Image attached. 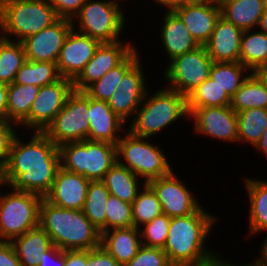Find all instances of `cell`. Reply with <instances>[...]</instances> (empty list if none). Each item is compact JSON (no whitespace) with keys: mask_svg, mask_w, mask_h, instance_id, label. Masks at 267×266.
I'll list each match as a JSON object with an SVG mask.
<instances>
[{"mask_svg":"<svg viewBox=\"0 0 267 266\" xmlns=\"http://www.w3.org/2000/svg\"><path fill=\"white\" fill-rule=\"evenodd\" d=\"M242 34L243 30L220 16L209 41L205 44L213 62H239Z\"/></svg>","mask_w":267,"mask_h":266,"instance_id":"obj_23","label":"cell"},{"mask_svg":"<svg viewBox=\"0 0 267 266\" xmlns=\"http://www.w3.org/2000/svg\"><path fill=\"white\" fill-rule=\"evenodd\" d=\"M22 266H38L53 246L49 235L39 226L11 241Z\"/></svg>","mask_w":267,"mask_h":266,"instance_id":"obj_27","label":"cell"},{"mask_svg":"<svg viewBox=\"0 0 267 266\" xmlns=\"http://www.w3.org/2000/svg\"><path fill=\"white\" fill-rule=\"evenodd\" d=\"M59 151L61 167L89 181H102L117 162L116 145L107 142H69L59 146Z\"/></svg>","mask_w":267,"mask_h":266,"instance_id":"obj_8","label":"cell"},{"mask_svg":"<svg viewBox=\"0 0 267 266\" xmlns=\"http://www.w3.org/2000/svg\"><path fill=\"white\" fill-rule=\"evenodd\" d=\"M166 12V13H165ZM165 13V14H164ZM162 16L159 39L167 61L199 47L182 19L173 11L165 10Z\"/></svg>","mask_w":267,"mask_h":266,"instance_id":"obj_22","label":"cell"},{"mask_svg":"<svg viewBox=\"0 0 267 266\" xmlns=\"http://www.w3.org/2000/svg\"><path fill=\"white\" fill-rule=\"evenodd\" d=\"M224 255H221L216 261L212 262L209 265L206 266H241L240 263H234L235 261H231V259H225L223 257Z\"/></svg>","mask_w":267,"mask_h":266,"instance_id":"obj_54","label":"cell"},{"mask_svg":"<svg viewBox=\"0 0 267 266\" xmlns=\"http://www.w3.org/2000/svg\"><path fill=\"white\" fill-rule=\"evenodd\" d=\"M258 28L261 30L263 33L267 35V9H265L261 19Z\"/></svg>","mask_w":267,"mask_h":266,"instance_id":"obj_55","label":"cell"},{"mask_svg":"<svg viewBox=\"0 0 267 266\" xmlns=\"http://www.w3.org/2000/svg\"><path fill=\"white\" fill-rule=\"evenodd\" d=\"M213 64L205 45L186 52L168 61L163 76L167 81L166 87L188 96L203 81L209 78ZM169 82V84H168Z\"/></svg>","mask_w":267,"mask_h":266,"instance_id":"obj_11","label":"cell"},{"mask_svg":"<svg viewBox=\"0 0 267 266\" xmlns=\"http://www.w3.org/2000/svg\"><path fill=\"white\" fill-rule=\"evenodd\" d=\"M90 181L83 175L59 167L50 192L44 197L51 204L71 210L84 207Z\"/></svg>","mask_w":267,"mask_h":266,"instance_id":"obj_20","label":"cell"},{"mask_svg":"<svg viewBox=\"0 0 267 266\" xmlns=\"http://www.w3.org/2000/svg\"><path fill=\"white\" fill-rule=\"evenodd\" d=\"M188 107L230 106L231 97L210 77L187 96Z\"/></svg>","mask_w":267,"mask_h":266,"instance_id":"obj_38","label":"cell"},{"mask_svg":"<svg viewBox=\"0 0 267 266\" xmlns=\"http://www.w3.org/2000/svg\"><path fill=\"white\" fill-rule=\"evenodd\" d=\"M219 217L209 213L203 205L190 215L172 217L163 248L170 264L206 266L216 261L221 253L212 251L206 244Z\"/></svg>","mask_w":267,"mask_h":266,"instance_id":"obj_2","label":"cell"},{"mask_svg":"<svg viewBox=\"0 0 267 266\" xmlns=\"http://www.w3.org/2000/svg\"><path fill=\"white\" fill-rule=\"evenodd\" d=\"M162 213L157 195L148 184H145L132 203L133 226L139 229Z\"/></svg>","mask_w":267,"mask_h":266,"instance_id":"obj_39","label":"cell"},{"mask_svg":"<svg viewBox=\"0 0 267 266\" xmlns=\"http://www.w3.org/2000/svg\"><path fill=\"white\" fill-rule=\"evenodd\" d=\"M7 241L3 238V236L0 233V247L4 245Z\"/></svg>","mask_w":267,"mask_h":266,"instance_id":"obj_58","label":"cell"},{"mask_svg":"<svg viewBox=\"0 0 267 266\" xmlns=\"http://www.w3.org/2000/svg\"><path fill=\"white\" fill-rule=\"evenodd\" d=\"M235 112L251 108H267V87L252 72L231 98Z\"/></svg>","mask_w":267,"mask_h":266,"instance_id":"obj_33","label":"cell"},{"mask_svg":"<svg viewBox=\"0 0 267 266\" xmlns=\"http://www.w3.org/2000/svg\"><path fill=\"white\" fill-rule=\"evenodd\" d=\"M241 266H258L254 261L252 262H247V263H245V264H243V265H241Z\"/></svg>","mask_w":267,"mask_h":266,"instance_id":"obj_57","label":"cell"},{"mask_svg":"<svg viewBox=\"0 0 267 266\" xmlns=\"http://www.w3.org/2000/svg\"><path fill=\"white\" fill-rule=\"evenodd\" d=\"M16 135L7 165L4 167L5 188L31 192L43 198L50 192L60 164L59 147L44 132L31 131L27 142L24 131Z\"/></svg>","mask_w":267,"mask_h":266,"instance_id":"obj_1","label":"cell"},{"mask_svg":"<svg viewBox=\"0 0 267 266\" xmlns=\"http://www.w3.org/2000/svg\"><path fill=\"white\" fill-rule=\"evenodd\" d=\"M8 85L0 83V118L6 119Z\"/></svg>","mask_w":267,"mask_h":266,"instance_id":"obj_49","label":"cell"},{"mask_svg":"<svg viewBox=\"0 0 267 266\" xmlns=\"http://www.w3.org/2000/svg\"><path fill=\"white\" fill-rule=\"evenodd\" d=\"M124 133L122 132L123 135L116 144L119 164L140 177L146 184L173 170L164 149L153 143L152 138L136 136L127 129Z\"/></svg>","mask_w":267,"mask_h":266,"instance_id":"obj_6","label":"cell"},{"mask_svg":"<svg viewBox=\"0 0 267 266\" xmlns=\"http://www.w3.org/2000/svg\"><path fill=\"white\" fill-rule=\"evenodd\" d=\"M260 246V252H258V254L260 253V256H256L258 258L256 259L255 257L254 262L258 266H267V236L263 239V242H261Z\"/></svg>","mask_w":267,"mask_h":266,"instance_id":"obj_50","label":"cell"},{"mask_svg":"<svg viewBox=\"0 0 267 266\" xmlns=\"http://www.w3.org/2000/svg\"><path fill=\"white\" fill-rule=\"evenodd\" d=\"M251 73L241 62H213L209 77L232 98Z\"/></svg>","mask_w":267,"mask_h":266,"instance_id":"obj_34","label":"cell"},{"mask_svg":"<svg viewBox=\"0 0 267 266\" xmlns=\"http://www.w3.org/2000/svg\"><path fill=\"white\" fill-rule=\"evenodd\" d=\"M173 11L182 19L199 45H205L221 16L219 2L193 1L179 5Z\"/></svg>","mask_w":267,"mask_h":266,"instance_id":"obj_19","label":"cell"},{"mask_svg":"<svg viewBox=\"0 0 267 266\" xmlns=\"http://www.w3.org/2000/svg\"><path fill=\"white\" fill-rule=\"evenodd\" d=\"M265 3V9H267V0H264Z\"/></svg>","mask_w":267,"mask_h":266,"instance_id":"obj_60","label":"cell"},{"mask_svg":"<svg viewBox=\"0 0 267 266\" xmlns=\"http://www.w3.org/2000/svg\"><path fill=\"white\" fill-rule=\"evenodd\" d=\"M109 196L110 193L102 181H90L82 210L100 233L106 231V204Z\"/></svg>","mask_w":267,"mask_h":266,"instance_id":"obj_36","label":"cell"},{"mask_svg":"<svg viewBox=\"0 0 267 266\" xmlns=\"http://www.w3.org/2000/svg\"><path fill=\"white\" fill-rule=\"evenodd\" d=\"M256 149L255 151H257L260 153H263L264 157L267 158V128L265 129L260 141L257 143V145L255 146Z\"/></svg>","mask_w":267,"mask_h":266,"instance_id":"obj_52","label":"cell"},{"mask_svg":"<svg viewBox=\"0 0 267 266\" xmlns=\"http://www.w3.org/2000/svg\"><path fill=\"white\" fill-rule=\"evenodd\" d=\"M188 111L194 134L226 143H238L237 113L230 106L188 107Z\"/></svg>","mask_w":267,"mask_h":266,"instance_id":"obj_13","label":"cell"},{"mask_svg":"<svg viewBox=\"0 0 267 266\" xmlns=\"http://www.w3.org/2000/svg\"><path fill=\"white\" fill-rule=\"evenodd\" d=\"M158 6L165 7L164 10H173L179 5L189 3V0H152Z\"/></svg>","mask_w":267,"mask_h":266,"instance_id":"obj_51","label":"cell"},{"mask_svg":"<svg viewBox=\"0 0 267 266\" xmlns=\"http://www.w3.org/2000/svg\"><path fill=\"white\" fill-rule=\"evenodd\" d=\"M88 140L116 145L125 132V122L109 107L107 101L89 97ZM125 129V130H124Z\"/></svg>","mask_w":267,"mask_h":266,"instance_id":"obj_21","label":"cell"},{"mask_svg":"<svg viewBox=\"0 0 267 266\" xmlns=\"http://www.w3.org/2000/svg\"><path fill=\"white\" fill-rule=\"evenodd\" d=\"M59 18L72 20L86 0H48Z\"/></svg>","mask_w":267,"mask_h":266,"instance_id":"obj_44","label":"cell"},{"mask_svg":"<svg viewBox=\"0 0 267 266\" xmlns=\"http://www.w3.org/2000/svg\"><path fill=\"white\" fill-rule=\"evenodd\" d=\"M193 1H198V2H209V1H212V0H189V3H190V2H193Z\"/></svg>","mask_w":267,"mask_h":266,"instance_id":"obj_59","label":"cell"},{"mask_svg":"<svg viewBox=\"0 0 267 266\" xmlns=\"http://www.w3.org/2000/svg\"><path fill=\"white\" fill-rule=\"evenodd\" d=\"M88 250H66L64 266H85Z\"/></svg>","mask_w":267,"mask_h":266,"instance_id":"obj_48","label":"cell"},{"mask_svg":"<svg viewBox=\"0 0 267 266\" xmlns=\"http://www.w3.org/2000/svg\"><path fill=\"white\" fill-rule=\"evenodd\" d=\"M100 44L94 38L72 28L65 38L57 60L61 77L73 82L92 59Z\"/></svg>","mask_w":267,"mask_h":266,"instance_id":"obj_18","label":"cell"},{"mask_svg":"<svg viewBox=\"0 0 267 266\" xmlns=\"http://www.w3.org/2000/svg\"><path fill=\"white\" fill-rule=\"evenodd\" d=\"M140 58L123 76L107 104L126 124L134 118L148 87V79ZM146 79V80H145ZM133 115V116H132ZM131 118V119H129Z\"/></svg>","mask_w":267,"mask_h":266,"instance_id":"obj_15","label":"cell"},{"mask_svg":"<svg viewBox=\"0 0 267 266\" xmlns=\"http://www.w3.org/2000/svg\"><path fill=\"white\" fill-rule=\"evenodd\" d=\"M40 87L36 85L8 84L6 120L19 126L28 118L31 105Z\"/></svg>","mask_w":267,"mask_h":266,"instance_id":"obj_30","label":"cell"},{"mask_svg":"<svg viewBox=\"0 0 267 266\" xmlns=\"http://www.w3.org/2000/svg\"><path fill=\"white\" fill-rule=\"evenodd\" d=\"M221 17L241 30L256 29L265 11L264 0H221Z\"/></svg>","mask_w":267,"mask_h":266,"instance_id":"obj_26","label":"cell"},{"mask_svg":"<svg viewBox=\"0 0 267 266\" xmlns=\"http://www.w3.org/2000/svg\"><path fill=\"white\" fill-rule=\"evenodd\" d=\"M101 245L121 266H124L142 246L140 230L132 226L103 231Z\"/></svg>","mask_w":267,"mask_h":266,"instance_id":"obj_24","label":"cell"},{"mask_svg":"<svg viewBox=\"0 0 267 266\" xmlns=\"http://www.w3.org/2000/svg\"><path fill=\"white\" fill-rule=\"evenodd\" d=\"M122 39L115 43H101L92 59L80 75L72 82L73 90L84 91L89 85L101 79L109 70L119 65L136 47Z\"/></svg>","mask_w":267,"mask_h":266,"instance_id":"obj_16","label":"cell"},{"mask_svg":"<svg viewBox=\"0 0 267 266\" xmlns=\"http://www.w3.org/2000/svg\"><path fill=\"white\" fill-rule=\"evenodd\" d=\"M65 251L53 245L47 252L43 260H40L38 266H64Z\"/></svg>","mask_w":267,"mask_h":266,"instance_id":"obj_46","label":"cell"},{"mask_svg":"<svg viewBox=\"0 0 267 266\" xmlns=\"http://www.w3.org/2000/svg\"><path fill=\"white\" fill-rule=\"evenodd\" d=\"M25 62L26 55L22 43L0 35V83L12 84L17 71Z\"/></svg>","mask_w":267,"mask_h":266,"instance_id":"obj_37","label":"cell"},{"mask_svg":"<svg viewBox=\"0 0 267 266\" xmlns=\"http://www.w3.org/2000/svg\"><path fill=\"white\" fill-rule=\"evenodd\" d=\"M137 47L116 67L109 70L101 79L89 85L84 92L97 100L108 101L124 74L140 59ZM140 53V54H139Z\"/></svg>","mask_w":267,"mask_h":266,"instance_id":"obj_29","label":"cell"},{"mask_svg":"<svg viewBox=\"0 0 267 266\" xmlns=\"http://www.w3.org/2000/svg\"><path fill=\"white\" fill-rule=\"evenodd\" d=\"M72 28L70 19L59 18L51 26L21 41L26 60L57 63L65 38Z\"/></svg>","mask_w":267,"mask_h":266,"instance_id":"obj_17","label":"cell"},{"mask_svg":"<svg viewBox=\"0 0 267 266\" xmlns=\"http://www.w3.org/2000/svg\"><path fill=\"white\" fill-rule=\"evenodd\" d=\"M121 3L116 0H86L71 20L73 29L100 43L120 41L128 20Z\"/></svg>","mask_w":267,"mask_h":266,"instance_id":"obj_7","label":"cell"},{"mask_svg":"<svg viewBox=\"0 0 267 266\" xmlns=\"http://www.w3.org/2000/svg\"><path fill=\"white\" fill-rule=\"evenodd\" d=\"M58 19L48 0H0V35L9 40L21 42Z\"/></svg>","mask_w":267,"mask_h":266,"instance_id":"obj_5","label":"cell"},{"mask_svg":"<svg viewBox=\"0 0 267 266\" xmlns=\"http://www.w3.org/2000/svg\"><path fill=\"white\" fill-rule=\"evenodd\" d=\"M132 226V204L110 195L106 204V231Z\"/></svg>","mask_w":267,"mask_h":266,"instance_id":"obj_41","label":"cell"},{"mask_svg":"<svg viewBox=\"0 0 267 266\" xmlns=\"http://www.w3.org/2000/svg\"><path fill=\"white\" fill-rule=\"evenodd\" d=\"M0 266H22L11 242L0 247Z\"/></svg>","mask_w":267,"mask_h":266,"instance_id":"obj_47","label":"cell"},{"mask_svg":"<svg viewBox=\"0 0 267 266\" xmlns=\"http://www.w3.org/2000/svg\"><path fill=\"white\" fill-rule=\"evenodd\" d=\"M0 192V233L7 242L39 226L42 196L23 191ZM2 193V194H1Z\"/></svg>","mask_w":267,"mask_h":266,"instance_id":"obj_9","label":"cell"},{"mask_svg":"<svg viewBox=\"0 0 267 266\" xmlns=\"http://www.w3.org/2000/svg\"><path fill=\"white\" fill-rule=\"evenodd\" d=\"M243 182L248 195V232L247 237H257L267 232V180L244 177Z\"/></svg>","mask_w":267,"mask_h":266,"instance_id":"obj_25","label":"cell"},{"mask_svg":"<svg viewBox=\"0 0 267 266\" xmlns=\"http://www.w3.org/2000/svg\"><path fill=\"white\" fill-rule=\"evenodd\" d=\"M61 78L57 63L26 60L23 66L17 71L13 83L42 87L54 83Z\"/></svg>","mask_w":267,"mask_h":266,"instance_id":"obj_35","label":"cell"},{"mask_svg":"<svg viewBox=\"0 0 267 266\" xmlns=\"http://www.w3.org/2000/svg\"><path fill=\"white\" fill-rule=\"evenodd\" d=\"M236 113L238 145L244 142L254 148L267 128V108H251Z\"/></svg>","mask_w":267,"mask_h":266,"instance_id":"obj_32","label":"cell"},{"mask_svg":"<svg viewBox=\"0 0 267 266\" xmlns=\"http://www.w3.org/2000/svg\"><path fill=\"white\" fill-rule=\"evenodd\" d=\"M4 186H5V183H4V168L2 166H0V190L4 189L3 188Z\"/></svg>","mask_w":267,"mask_h":266,"instance_id":"obj_56","label":"cell"},{"mask_svg":"<svg viewBox=\"0 0 267 266\" xmlns=\"http://www.w3.org/2000/svg\"><path fill=\"white\" fill-rule=\"evenodd\" d=\"M239 62L251 72L267 64V35L259 28L243 31Z\"/></svg>","mask_w":267,"mask_h":266,"instance_id":"obj_31","label":"cell"},{"mask_svg":"<svg viewBox=\"0 0 267 266\" xmlns=\"http://www.w3.org/2000/svg\"><path fill=\"white\" fill-rule=\"evenodd\" d=\"M85 266H121L102 245L88 250Z\"/></svg>","mask_w":267,"mask_h":266,"instance_id":"obj_45","label":"cell"},{"mask_svg":"<svg viewBox=\"0 0 267 266\" xmlns=\"http://www.w3.org/2000/svg\"><path fill=\"white\" fill-rule=\"evenodd\" d=\"M72 91V81L65 78L40 87L31 105L29 116L20 125V130L44 132L62 110L68 95Z\"/></svg>","mask_w":267,"mask_h":266,"instance_id":"obj_12","label":"cell"},{"mask_svg":"<svg viewBox=\"0 0 267 266\" xmlns=\"http://www.w3.org/2000/svg\"><path fill=\"white\" fill-rule=\"evenodd\" d=\"M17 129L20 130L18 125L0 118V166L3 168L7 165L12 144L19 133Z\"/></svg>","mask_w":267,"mask_h":266,"instance_id":"obj_43","label":"cell"},{"mask_svg":"<svg viewBox=\"0 0 267 266\" xmlns=\"http://www.w3.org/2000/svg\"><path fill=\"white\" fill-rule=\"evenodd\" d=\"M147 90L127 130L132 134L153 138L182 118L189 120L187 96L164 85L153 94Z\"/></svg>","mask_w":267,"mask_h":266,"instance_id":"obj_4","label":"cell"},{"mask_svg":"<svg viewBox=\"0 0 267 266\" xmlns=\"http://www.w3.org/2000/svg\"><path fill=\"white\" fill-rule=\"evenodd\" d=\"M124 266H171L162 248L142 245L137 254Z\"/></svg>","mask_w":267,"mask_h":266,"instance_id":"obj_42","label":"cell"},{"mask_svg":"<svg viewBox=\"0 0 267 266\" xmlns=\"http://www.w3.org/2000/svg\"><path fill=\"white\" fill-rule=\"evenodd\" d=\"M174 172L173 169L169 174L147 183L157 195L162 212L170 218L190 215L202 206L193 190Z\"/></svg>","mask_w":267,"mask_h":266,"instance_id":"obj_14","label":"cell"},{"mask_svg":"<svg viewBox=\"0 0 267 266\" xmlns=\"http://www.w3.org/2000/svg\"><path fill=\"white\" fill-rule=\"evenodd\" d=\"M253 73L267 87V64L259 66Z\"/></svg>","mask_w":267,"mask_h":266,"instance_id":"obj_53","label":"cell"},{"mask_svg":"<svg viewBox=\"0 0 267 266\" xmlns=\"http://www.w3.org/2000/svg\"><path fill=\"white\" fill-rule=\"evenodd\" d=\"M39 225L49 235L53 245L64 251L91 250L101 245L100 230L83 210L61 208L43 198Z\"/></svg>","mask_w":267,"mask_h":266,"instance_id":"obj_3","label":"cell"},{"mask_svg":"<svg viewBox=\"0 0 267 266\" xmlns=\"http://www.w3.org/2000/svg\"><path fill=\"white\" fill-rule=\"evenodd\" d=\"M140 180L137 175L116 162L105 174L102 182L107 187L110 195L132 204L139 191L146 184L143 180Z\"/></svg>","mask_w":267,"mask_h":266,"instance_id":"obj_28","label":"cell"},{"mask_svg":"<svg viewBox=\"0 0 267 266\" xmlns=\"http://www.w3.org/2000/svg\"><path fill=\"white\" fill-rule=\"evenodd\" d=\"M89 125V96L84 91L73 90L44 133L59 147L88 140Z\"/></svg>","mask_w":267,"mask_h":266,"instance_id":"obj_10","label":"cell"},{"mask_svg":"<svg viewBox=\"0 0 267 266\" xmlns=\"http://www.w3.org/2000/svg\"><path fill=\"white\" fill-rule=\"evenodd\" d=\"M170 223L171 218L162 213L140 227L142 245L163 249L167 240Z\"/></svg>","mask_w":267,"mask_h":266,"instance_id":"obj_40","label":"cell"}]
</instances>
